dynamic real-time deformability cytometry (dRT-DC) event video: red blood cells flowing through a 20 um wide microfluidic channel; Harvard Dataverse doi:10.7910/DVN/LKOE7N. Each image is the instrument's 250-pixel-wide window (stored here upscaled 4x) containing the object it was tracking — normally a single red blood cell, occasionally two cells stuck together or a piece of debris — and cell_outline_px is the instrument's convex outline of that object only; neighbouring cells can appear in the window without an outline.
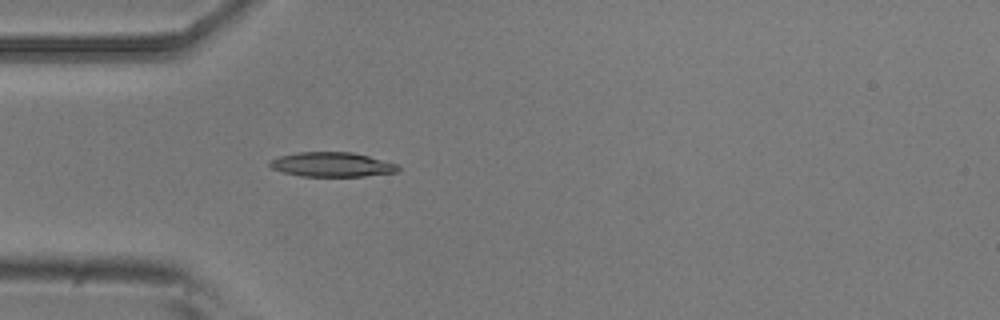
{"species": "common noctule bat (a hibernating species)", "species_latin": "Nyctalus noctula", "temperature_condition": "room temperature", "stored_images_in_passage": 4, "camera_frame_rate_fps": 3000, "um_per_image_px": 0.085, "animal": {"sex": "male", "body_mass_g": 20.5, "forearm_length_mm": 52.5}, "frame": {"image": 1, "passage_image": 4, "time_ms": 1.0, "image_size_px": [1000, 320], "cell_outline_px": [[400, 172], [364, 176], [300, 176], [284, 172], [272, 168], [268, 164], [272, 160], [280, 156], [296, 152], [352, 152], [368, 156], [396, 164], [400, 168]], "centroid_in_image_um": [28.23, 13.99], "position_along_channel_um": 56.8, "area_um2": 18.21}}